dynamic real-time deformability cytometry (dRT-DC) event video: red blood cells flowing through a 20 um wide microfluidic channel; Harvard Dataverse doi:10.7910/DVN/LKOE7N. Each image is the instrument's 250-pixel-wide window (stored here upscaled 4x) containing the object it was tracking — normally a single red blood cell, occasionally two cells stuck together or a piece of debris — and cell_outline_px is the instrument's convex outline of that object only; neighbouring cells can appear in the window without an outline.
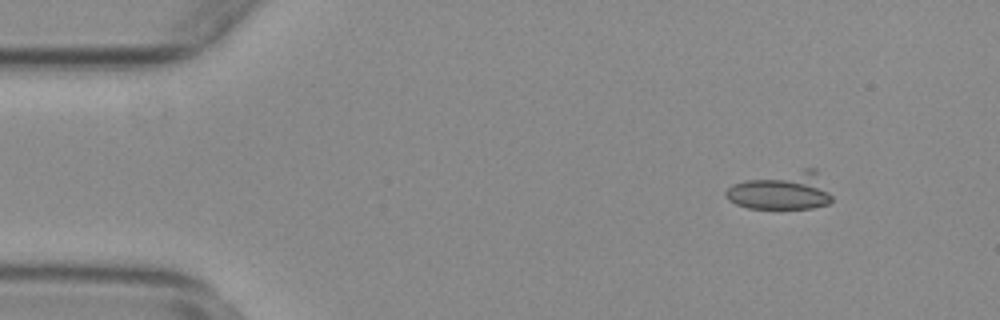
{"species": "common noctule bat (a hibernating species)", "species_latin": "Nyctalus noctula", "temperature_condition": "warm", "stored_images_in_passage": 14, "camera_frame_rate_fps": 3000, "um_per_image_px": 0.085, "animal": {"sex": "female", "body_mass_g": 29.2, "forearm_length_mm": 56.3}, "frame": {"image": 1, "passage_image": 6, "time_ms": 1.667, "image_size_px": [1000, 320], "cell_outline_px": [[832, 200], [828, 204], [812, 208], [748, 208], [736, 204], [728, 200], [724, 196], [724, 192], [732, 184], [744, 180], [804, 168], [816, 168], [832, 196]], "centroid_in_image_um": [66.43, 16.22], "position_along_channel_um": 18.6, "area_um2": 23.41}}